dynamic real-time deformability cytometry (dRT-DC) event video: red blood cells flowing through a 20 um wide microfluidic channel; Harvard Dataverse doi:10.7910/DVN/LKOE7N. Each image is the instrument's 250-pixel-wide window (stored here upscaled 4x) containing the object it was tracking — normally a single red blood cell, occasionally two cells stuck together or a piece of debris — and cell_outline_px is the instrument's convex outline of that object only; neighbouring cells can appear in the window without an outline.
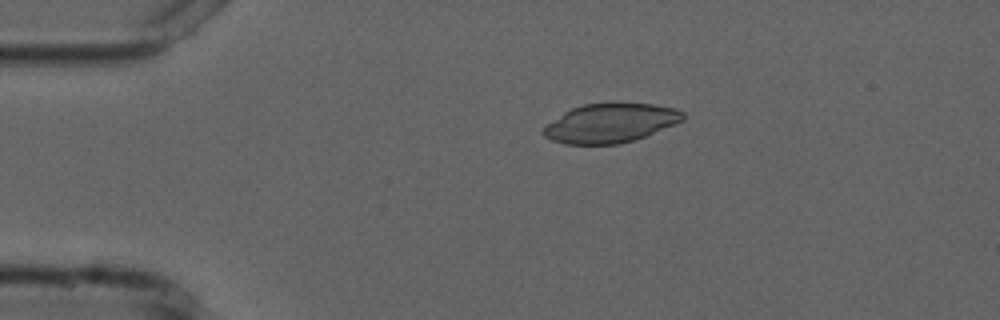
{"species": "common noctule bat (a hibernating species)", "species_latin": "Nyctalus noctula", "temperature_condition": "cold", "stored_images_in_passage": 6, "camera_frame_rate_fps": 3000, "um_per_image_px": 0.085, "animal": {"sex": "male", "forearm_length_mm": 52.5}, "frame": {"image": 1, "passage_image": 3, "time_ms": 2.333, "image_size_px": [1000, 320], "cell_outline_px": [[684, 120], [644, 136], [632, 140], [616, 144], [564, 144], [552, 140], [544, 136], [540, 132], [548, 124], [564, 112], [572, 108], [584, 104], [652, 104], [676, 108], [684, 112]], "centroid_in_image_um": [51.87, 10.47], "position_along_channel_um": 33.1, "area_um2": 31.21}}